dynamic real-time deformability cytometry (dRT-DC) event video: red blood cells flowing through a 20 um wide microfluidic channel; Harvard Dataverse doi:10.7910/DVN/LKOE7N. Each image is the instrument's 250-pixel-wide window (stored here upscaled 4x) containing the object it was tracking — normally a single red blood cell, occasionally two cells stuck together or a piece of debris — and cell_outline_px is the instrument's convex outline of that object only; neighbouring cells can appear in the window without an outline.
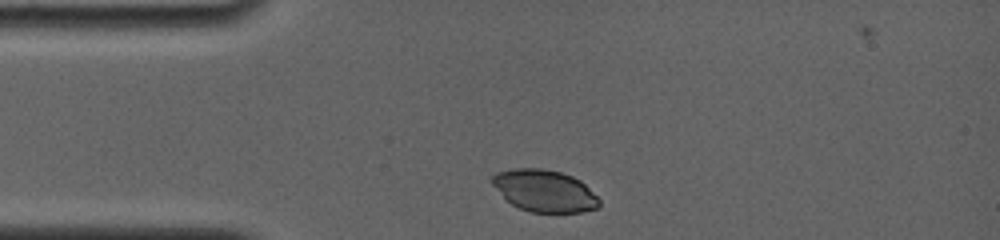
{"species": "common noctule bat (a hibernating species)", "species_latin": "Nyctalus noctula", "temperature_condition": "room temperature", "stored_images_in_passage": 36, "camera_frame_rate_fps": 4000, "um_per_image_px": 0.085, "animal": {"sex": "female", "body_mass_g": 19.0, "forearm_length_mm": 56.7}, "frame": {"image": 1, "passage_image": 2, "time_ms": 0.5, "image_size_px": [1000, 240], "cell_outline_px": [[600, 204], [596, 208], [580, 212], [528, 212], [512, 204], [492, 184], [492, 176], [496, 172], [516, 168], [540, 168], [560, 172], [572, 176], [580, 180], [600, 200]], "centroid_in_image_um": [46.28, 16.21], "position_along_channel_um": 38.7, "area_um2": 25.84}}
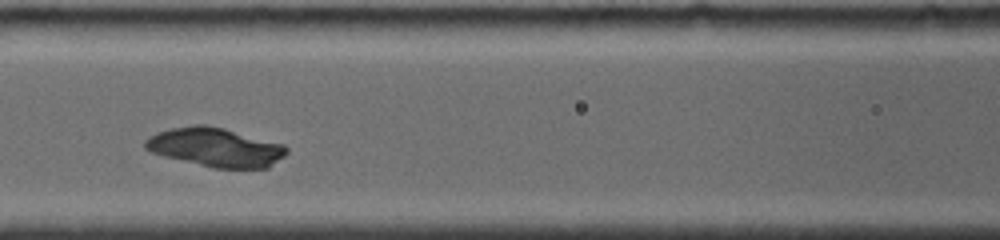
{"frame": {"image": 2, "passage_image": 15, "time_ms": 4.0, "image_size_px": [1000, 240], "cell_outline_px": [[288, 152], [284, 156], [268, 168], [212, 168], [164, 156], [152, 152], [144, 148], [144, 140], [148, 136], [172, 128], [196, 124], [204, 124], [224, 128], [284, 144], [288, 148]], "centroid_in_image_um": [18.33, 12.52], "position_along_channel_um": 148.3, "area_um2": 32.08}}
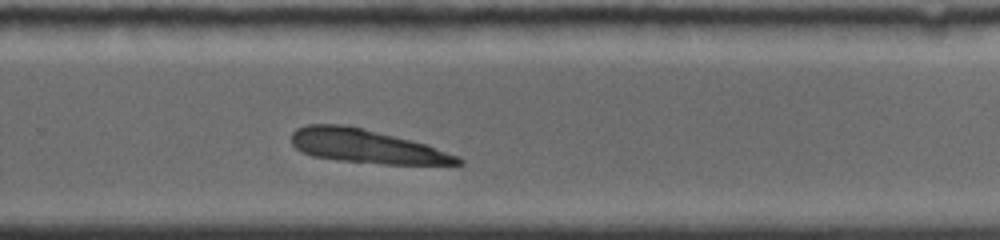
{"frame": {"image": 3, "passage_image": 36, "time_ms": 8.0, "image_size_px": [1000, 240], "cell_outline_px": [[464, 164], [384, 164], [340, 160], [312, 156], [296, 148], [292, 144], [292, 132], [296, 128], [308, 124], [340, 124], [360, 128], [424, 144], [456, 156], [464, 160]], "centroid_in_image_um": [31.07, 12.44], "position_along_channel_um": 298.7, "area_um2": 31.79}}